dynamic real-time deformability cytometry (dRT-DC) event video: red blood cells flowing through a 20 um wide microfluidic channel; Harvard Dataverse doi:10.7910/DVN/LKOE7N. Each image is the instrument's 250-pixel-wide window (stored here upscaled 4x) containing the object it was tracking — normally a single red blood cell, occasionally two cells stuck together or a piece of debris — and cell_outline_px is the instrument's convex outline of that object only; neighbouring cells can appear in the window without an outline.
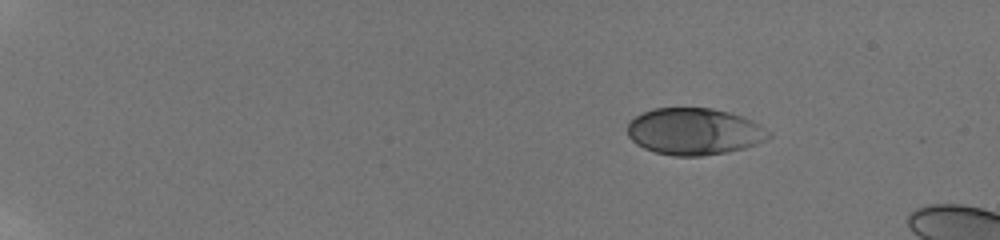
{"species": "human", "species_latin": "Homo sapiens", "temperature_condition": "room temperature", "stored_images_in_passage": 12, "camera_frame_rate_fps": 3000, "um_per_image_px": 0.085, "donor": {"sex": "male"}, "frame": {"image": 1, "passage_image": 1, "time_ms": 0.0, "image_size_px": [1000, 240], "cell_outline_px": [[772, 136], [756, 144], [744, 148], [728, 152], [700, 156], [672, 156], [656, 152], [644, 148], [636, 144], [628, 136], [628, 124], [636, 116], [644, 112], [656, 108], [712, 108], [728, 112], [752, 120], [772, 132]], "centroid_in_image_um": [59.03, 11.18], "position_along_channel_um": 26.0, "area_um2": 38.44}}